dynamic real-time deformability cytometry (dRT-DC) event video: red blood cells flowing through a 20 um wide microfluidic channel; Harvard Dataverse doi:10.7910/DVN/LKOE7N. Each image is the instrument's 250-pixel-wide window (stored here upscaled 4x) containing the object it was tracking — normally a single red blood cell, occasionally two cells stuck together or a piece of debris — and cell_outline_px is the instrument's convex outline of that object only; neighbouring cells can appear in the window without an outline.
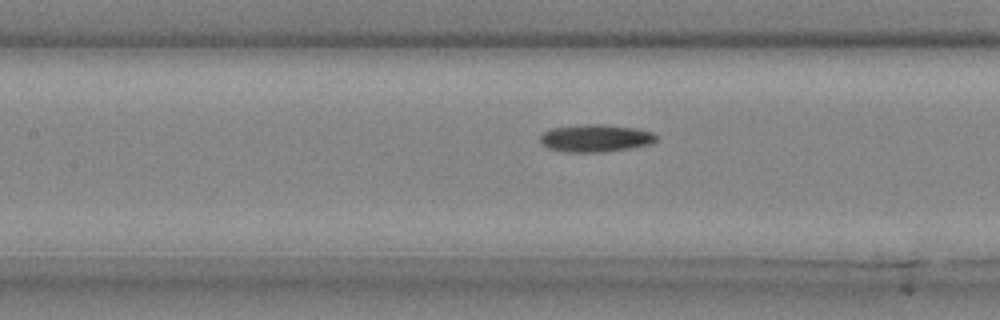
{"species": "common noctule bat (a hibernating species)", "species_latin": "Nyctalus noctula", "temperature_condition": "cold", "stored_images_in_passage": 26, "camera_frame_rate_fps": 3000, "um_per_image_px": 0.085, "animal": {"sex": "male", "body_mass_g": 20.4}, "frame": {"image": 1, "passage_image": 7, "time_ms": 2.0, "image_size_px": [1000, 320], "cell_outline_px": [[656, 140], [652, 144], [604, 152], [568, 152], [548, 148], [540, 140], [540, 136], [544, 132], [552, 128], [584, 124], [600, 124], [636, 128], [652, 132], [656, 136]], "centroid_in_image_um": [50.63, 11.74], "position_along_channel_um": 156.8, "area_um2": 18.44}}
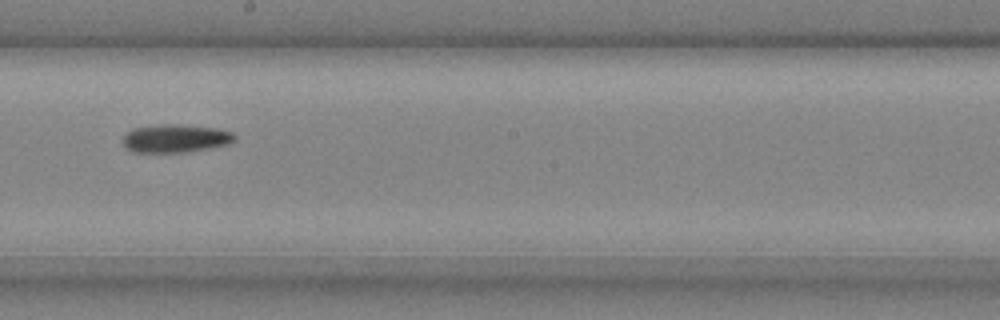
{"frame": {"image": 2, "passage_image": 12, "time_ms": 3.667, "image_size_px": [1000, 320], "cell_outline_px": [[236, 140], [228, 144], [208, 148], [184, 152], [132, 152], [124, 144], [124, 136], [128, 132], [136, 128], [164, 124], [180, 124], [216, 128], [232, 132], [236, 136]], "centroid_in_image_um": [14.96, 11.76], "position_along_channel_um": 233.2, "area_um2": 18.09}}
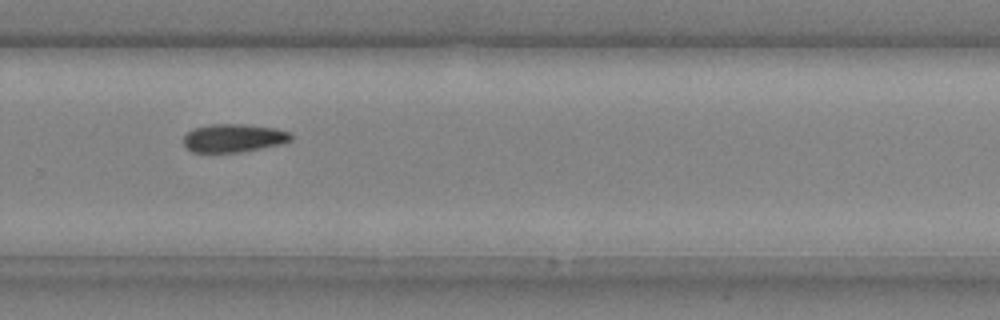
{"frame": {"image": 3, "passage_image": 17, "time_ms": 5.333, "image_size_px": [1000, 320], "cell_outline_px": [[292, 140], [280, 144], [244, 152], [192, 152], [184, 144], [184, 136], [192, 128], [212, 124], [244, 124], [276, 128], [288, 132], [292, 136]], "centroid_in_image_um": [19.86, 11.73], "position_along_channel_um": 309.9, "area_um2": 17.69}}